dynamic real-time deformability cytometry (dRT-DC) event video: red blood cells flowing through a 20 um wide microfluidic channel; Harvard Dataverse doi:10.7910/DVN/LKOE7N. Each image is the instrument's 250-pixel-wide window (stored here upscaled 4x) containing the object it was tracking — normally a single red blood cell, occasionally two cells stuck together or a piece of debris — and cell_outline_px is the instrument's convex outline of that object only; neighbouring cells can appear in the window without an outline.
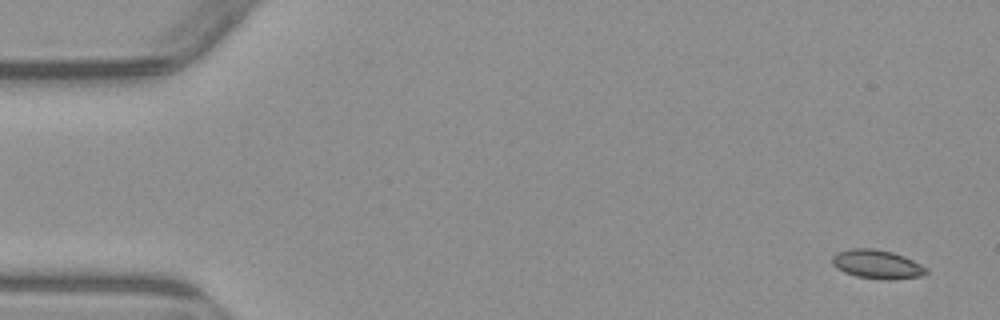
{"species": "common noctule bat (a hibernating species)", "species_latin": "Nyctalus noctula", "temperature_condition": "warm", "stored_images_in_passage": 5, "camera_frame_rate_fps": 3000, "um_per_image_px": 0.085, "animal": {"sex": "male", "body_mass_g": 23.1, "forearm_length_mm": 52.7}, "frame": {"image": 1, "passage_image": 1, "time_ms": 0.0, "image_size_px": [1000, 320], "cell_outline_px": [[928, 272], [920, 276], [892, 280], [888, 280], [856, 276], [844, 272], [836, 268], [832, 264], [832, 256], [836, 252], [848, 248], [876, 248], [892, 252], [904, 256], [928, 268]], "centroid_in_image_um": [74.52, 22.45], "position_along_channel_um": 10.5, "area_um2": 15.95}}
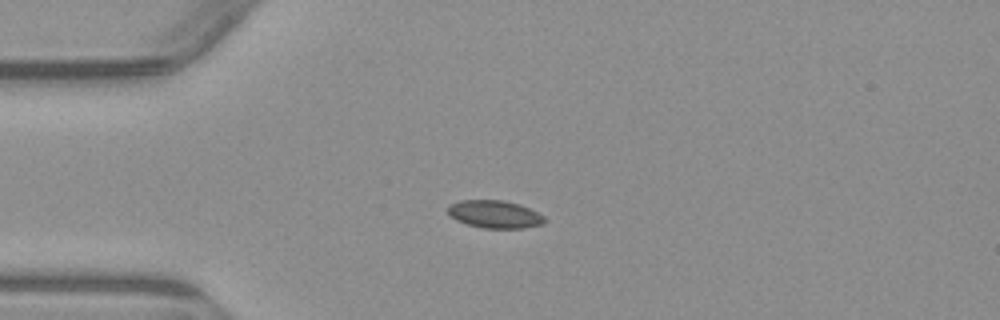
{"frame": {"image": 2, "passage_image": 4, "time_ms": 3.667, "image_size_px": [1000, 320], "cell_outline_px": [[548, 220], [544, 224], [520, 228], [484, 228], [468, 224], [456, 220], [448, 212], [448, 204], [460, 200], [504, 200], [520, 204], [544, 216]], "centroid_in_image_um": [42.07, 18.2], "position_along_channel_um": 42.9, "area_um2": 15.61}}
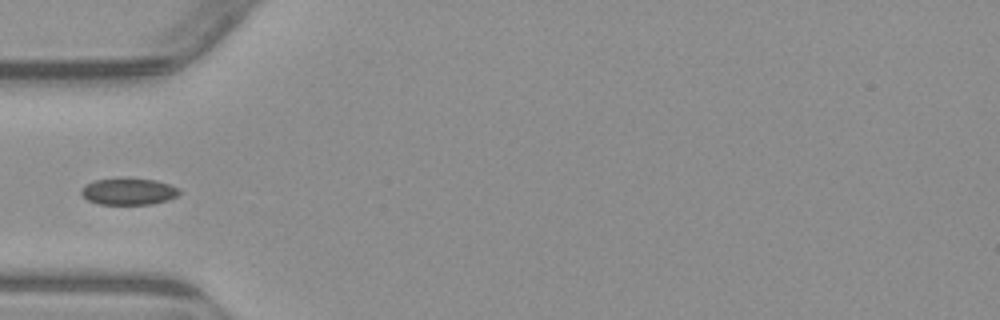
{"frame": {"image": 3, "passage_image": 5, "time_ms": 5.0, "image_size_px": [1000, 320], "cell_outline_px": [[180, 192], [176, 196], [168, 200], [152, 204], [100, 204], [88, 200], [80, 192], [80, 188], [84, 184], [96, 180], [116, 176], [128, 176], [156, 180], [180, 188]], "centroid_in_image_um": [10.9, 16.23], "position_along_channel_um": 74.1, "area_um2": 15.84}}